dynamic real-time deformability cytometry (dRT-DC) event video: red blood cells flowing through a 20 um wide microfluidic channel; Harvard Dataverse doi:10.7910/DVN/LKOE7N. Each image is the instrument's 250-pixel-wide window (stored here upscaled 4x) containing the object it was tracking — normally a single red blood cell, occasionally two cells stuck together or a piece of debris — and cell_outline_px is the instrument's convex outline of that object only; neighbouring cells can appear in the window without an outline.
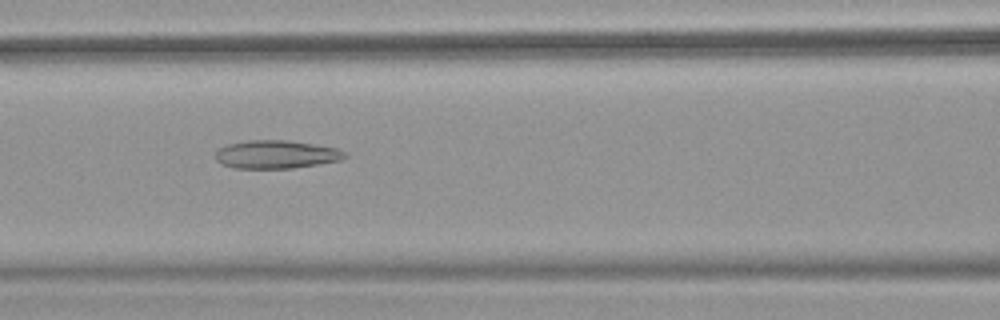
{"species": "common noctule bat (a hibernating species)", "species_latin": "Nyctalus noctula", "temperature_condition": "warm", "stored_images_in_passage": 50, "camera_frame_rate_fps": 3000, "um_per_image_px": 0.085, "animal": {"sex": "female", "body_mass_g": 18.4}, "frame": {"image": 1, "passage_image": 22, "time_ms": 7.0, "image_size_px": [1000, 320], "cell_outline_px": [[348, 156], [340, 160], [292, 168], [236, 168], [220, 164], [216, 160], [216, 148], [228, 144], [244, 140], [288, 140], [336, 148], [348, 152]], "centroid_in_image_um": [23.44, 13.12], "position_along_channel_um": 143.2, "area_um2": 21.33}, "authors_computed_cell_mechanics": {"area_um2": 25.0274, "velocity_mm_per_s": 4.0028, "shape_relaxation_time_tau1_ms": null, "shape_relaxation_time_tau2_ms": 3.5859, "deformation_change_tau1": null, "deformation_change_tau2": 0.1441}}